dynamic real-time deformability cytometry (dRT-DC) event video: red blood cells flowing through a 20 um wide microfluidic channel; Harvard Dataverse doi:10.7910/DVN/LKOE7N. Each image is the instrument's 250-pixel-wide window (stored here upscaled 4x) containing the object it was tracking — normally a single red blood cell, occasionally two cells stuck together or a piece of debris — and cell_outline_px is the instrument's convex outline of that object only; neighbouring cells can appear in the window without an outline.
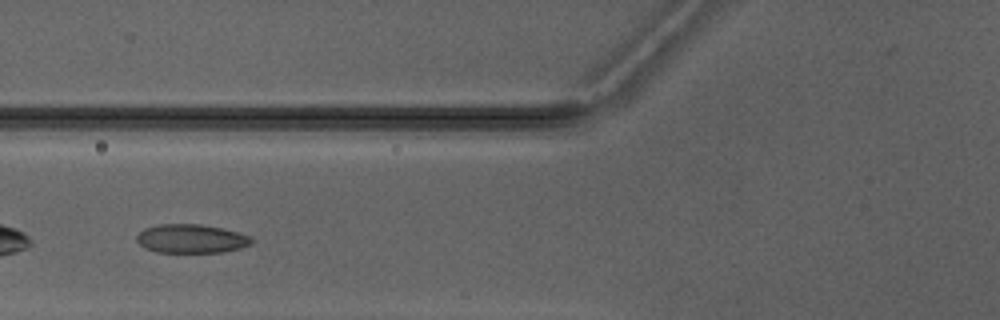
{"species": "Egyptian fruit bat (a non-hibernating species)", "species_latin": "Rousettus aegyptiacus", "temperature_condition": "warm", "stored_images_in_passage": 3, "camera_frame_rate_fps": 3000, "um_per_image_px": 0.085, "animal": {"sex": "male"}, "frame": {"image": 1, "passage_image": 3, "time_ms": 2.667, "image_size_px": [1000, 320], "cell_outline_px": [[256, 240], [252, 244], [240, 248], [220, 252], [156, 252], [144, 248], [136, 240], [136, 236], [144, 228], [160, 224], [200, 224], [224, 228], [252, 236]], "centroid_in_image_um": [16.29, 20.28], "position_along_channel_um": 109.5, "area_um2": 19.48}}